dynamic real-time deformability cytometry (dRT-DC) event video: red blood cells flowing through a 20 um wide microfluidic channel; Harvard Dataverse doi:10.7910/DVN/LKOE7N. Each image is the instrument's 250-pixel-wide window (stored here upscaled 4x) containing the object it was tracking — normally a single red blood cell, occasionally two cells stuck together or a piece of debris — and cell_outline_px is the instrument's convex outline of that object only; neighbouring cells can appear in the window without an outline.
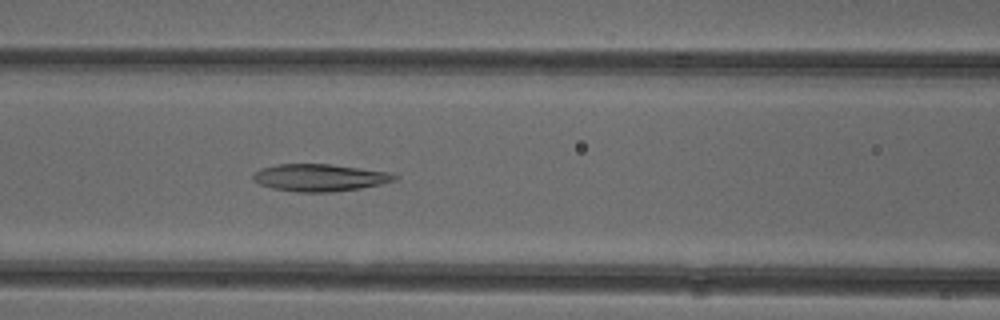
{"species": "common noctule bat (a hibernating species)", "species_latin": "Nyctalus noctula", "temperature_condition": "cold", "stored_images_in_passage": 51, "camera_frame_rate_fps": 3000, "um_per_image_px": 0.085, "animal": {"sex": "female"}, "frame": {"image": 1, "passage_image": 22, "time_ms": 7.0, "image_size_px": [1000, 320], "cell_outline_px": [[400, 176], [396, 180], [380, 184], [360, 188], [332, 192], [296, 192], [272, 188], [260, 184], [252, 176], [260, 168], [276, 164], [328, 164], [392, 172]], "centroid_in_image_um": [27.21, 15.09], "position_along_channel_um": 139.4, "area_um2": 22.43}}
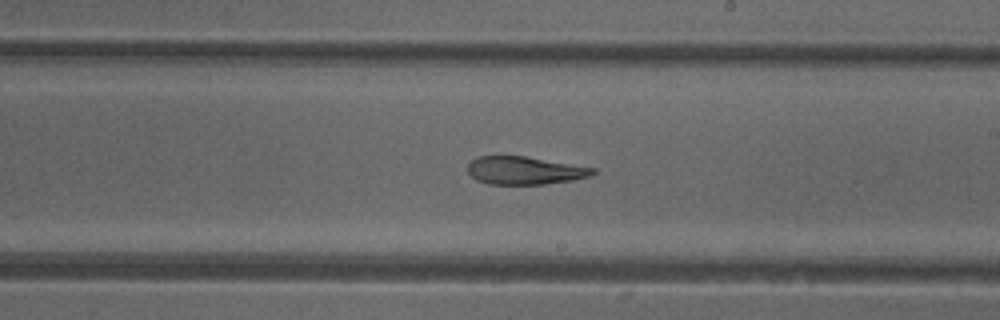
{"frame": {"image": 2, "passage_image": 30, "time_ms": 9.667, "image_size_px": [1000, 320], "cell_outline_px": [[596, 172], [588, 176], [572, 180], [544, 184], [488, 184], [476, 180], [468, 172], [468, 164], [476, 156], [524, 156], [596, 168]], "centroid_in_image_um": [44.57, 14.49], "position_along_channel_um": 244.4, "area_um2": 20.23}}
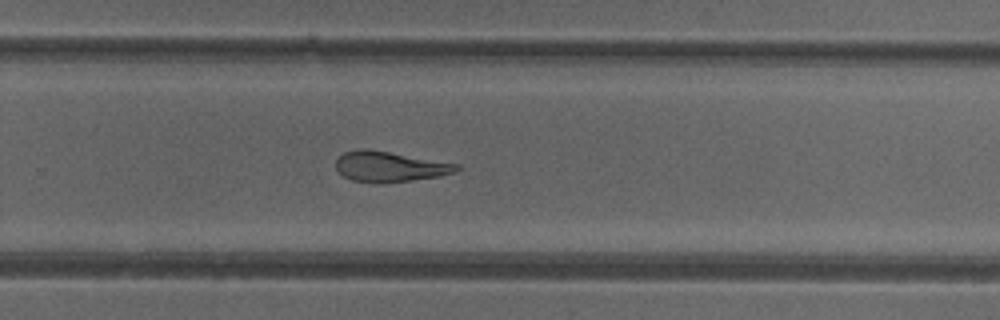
{"frame": {"image": 3, "passage_image": 34, "time_ms": 11.0, "image_size_px": [1000, 320], "cell_outline_px": [[460, 168], [456, 172], [440, 176], [384, 184], [376, 184], [352, 180], [344, 176], [336, 168], [336, 160], [344, 152], [356, 148], [368, 148], [460, 164]], "centroid_in_image_um": [33.13, 14.16], "position_along_channel_um": 296.7, "area_um2": 21.73}, "authors_computed_cell_mechanics": {"area_um2": 22.8888, "velocity_mm_per_s": 3.9411, "shape_relaxation_time_tau1_ms": null, "shape_relaxation_time_tau2_ms": 7.2417, "deformation_change_tau1": null, "deformation_change_tau2": 0.1813}}